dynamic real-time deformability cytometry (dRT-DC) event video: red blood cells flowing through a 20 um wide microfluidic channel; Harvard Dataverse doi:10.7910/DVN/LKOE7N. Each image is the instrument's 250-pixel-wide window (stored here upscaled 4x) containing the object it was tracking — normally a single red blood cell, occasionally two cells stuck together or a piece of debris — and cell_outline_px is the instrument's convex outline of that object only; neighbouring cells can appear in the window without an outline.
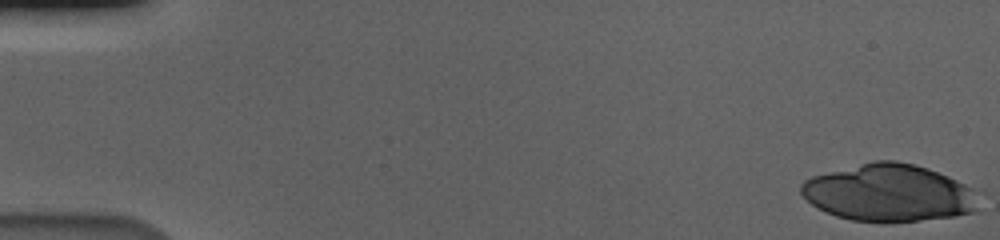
{"species": "human", "species_latin": "Homo sapiens", "temperature_condition": "cold", "stored_images_in_passage": 23, "camera_frame_rate_fps": 3000, "um_per_image_px": 0.085, "donor": {"sex": "male"}, "frame": {"image": 1, "passage_image": 1, "time_ms": 0.0, "image_size_px": [1000, 240], "cell_outline_px": [[976, 208], [972, 212], [956, 216], [920, 220], [852, 220], [836, 216], [816, 208], [800, 192], [800, 184], [804, 180], [812, 176], [872, 160], [896, 160], [928, 168], [948, 176], [972, 188], [976, 192]], "centroid_in_image_um": [75.52, 16.37], "position_along_channel_um": 9.5, "area_um2": 58.61}}